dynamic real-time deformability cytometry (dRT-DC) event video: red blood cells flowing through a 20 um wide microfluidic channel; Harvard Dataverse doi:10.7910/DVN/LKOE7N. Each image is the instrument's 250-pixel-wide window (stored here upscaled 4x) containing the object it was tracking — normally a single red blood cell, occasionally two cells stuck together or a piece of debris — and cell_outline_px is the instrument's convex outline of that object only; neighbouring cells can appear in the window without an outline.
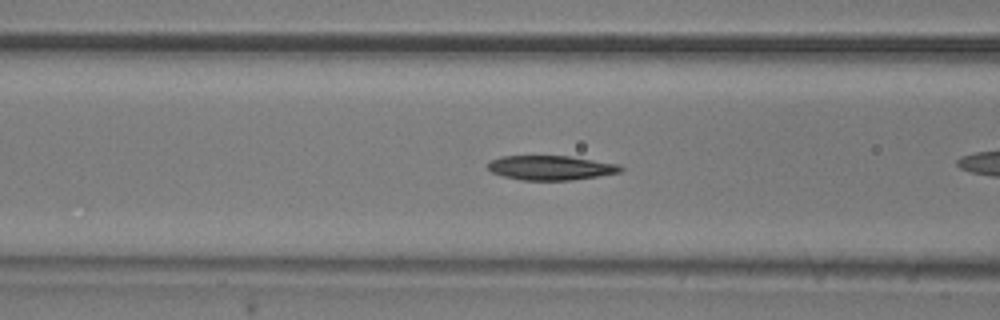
{"species": "common noctule bat (a hibernating species)", "species_latin": "Nyctalus noctula", "temperature_condition": "room temperature", "stored_images_in_passage": 29, "camera_frame_rate_fps": 3000, "um_per_image_px": 0.085, "animal": {"sex": "male", "body_mass_g": 20.5, "forearm_length_mm": 52.5}, "frame": {"image": 1, "passage_image": 21, "time_ms": 6.667, "image_size_px": [1000, 320], "cell_outline_px": [[624, 168], [620, 172], [600, 176], [572, 180], [520, 180], [504, 176], [492, 172], [488, 168], [488, 164], [492, 160], [500, 156], [568, 156], [620, 164]], "centroid_in_image_um": [46.85, 14.26], "position_along_channel_um": 119.8, "area_um2": 18.9}}